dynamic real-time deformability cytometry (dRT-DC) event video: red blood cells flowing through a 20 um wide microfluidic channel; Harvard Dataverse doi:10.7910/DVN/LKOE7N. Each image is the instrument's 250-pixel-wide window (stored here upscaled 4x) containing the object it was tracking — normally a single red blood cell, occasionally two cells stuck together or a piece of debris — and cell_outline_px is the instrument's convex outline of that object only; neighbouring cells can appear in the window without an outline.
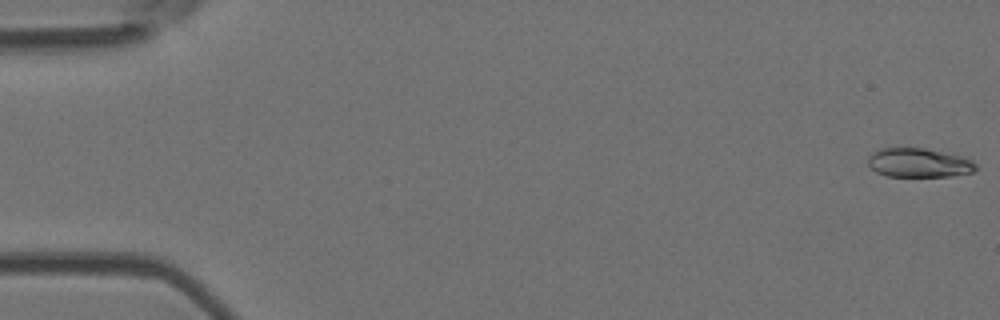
{"species": "Egyptian fruit bat (a non-hibernating species)", "species_latin": "Rousettus aegyptiacus", "temperature_condition": "room temperature", "stored_images_in_passage": 54, "camera_frame_rate_fps": 3000, "um_per_image_px": 0.085, "animal": {"sex": "female"}, "frame": {"image": 1, "passage_image": 1, "time_ms": 0.0, "image_size_px": [1000, 320], "cell_outline_px": [[976, 168], [972, 172], [952, 176], [888, 176], [876, 172], [868, 164], [868, 156], [872, 152], [880, 148], [924, 148], [960, 156], [972, 160], [976, 164]], "centroid_in_image_um": [78.08, 13.83], "position_along_channel_um": 6.9, "area_um2": 18.15}}
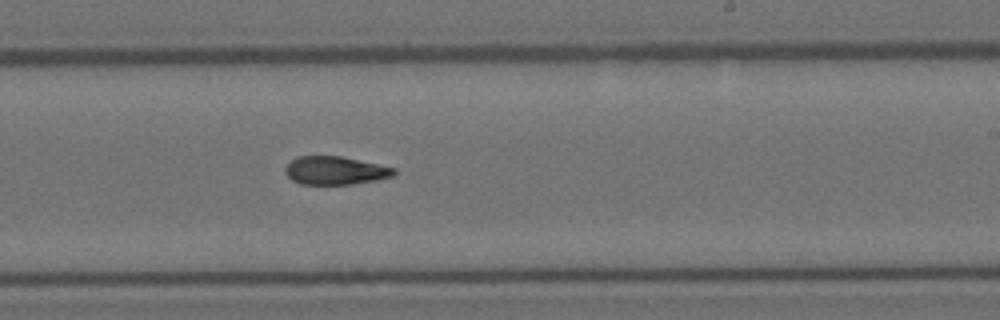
{"frame": {"image": 2, "passage_image": 33, "time_ms": 10.667, "image_size_px": [1000, 320], "cell_outline_px": [[396, 172], [392, 176], [376, 180], [352, 184], [300, 184], [292, 180], [284, 172], [284, 168], [296, 156], [340, 156], [396, 168]], "centroid_in_image_um": [28.47, 14.49], "position_along_channel_um": 260.5, "area_um2": 17.8}}
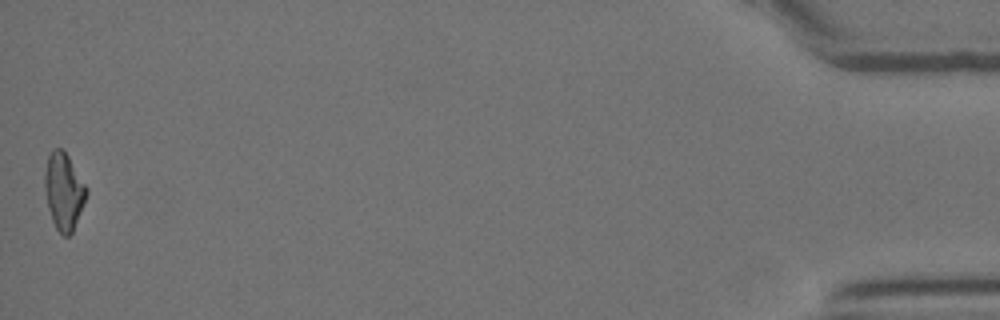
{"frame": {"image": 3, "passage_image": 54, "time_ms": 17.667, "image_size_px": [1000, 320], "cell_outline_px": [[88, 192], [84, 204], [72, 232], [68, 236], [64, 236], [56, 228], [52, 220], [48, 208], [44, 188], [44, 172], [48, 156], [56, 148], [64, 148], [88, 188]], "centroid_in_image_um": [5.43, 16.23], "position_along_channel_um": 429.8, "area_um2": 18.79}, "authors_computed_cell_mechanics": {"area_um2": 18.4093, "velocity_mm_per_s": 3.7775, "shape_relaxation_time_tau1_ms": 8.0305, "shape_relaxation_time_tau2_ms": 6.4966, "deformation_change_tau1": 0.2123, "deformation_change_tau2": 0.1526}}